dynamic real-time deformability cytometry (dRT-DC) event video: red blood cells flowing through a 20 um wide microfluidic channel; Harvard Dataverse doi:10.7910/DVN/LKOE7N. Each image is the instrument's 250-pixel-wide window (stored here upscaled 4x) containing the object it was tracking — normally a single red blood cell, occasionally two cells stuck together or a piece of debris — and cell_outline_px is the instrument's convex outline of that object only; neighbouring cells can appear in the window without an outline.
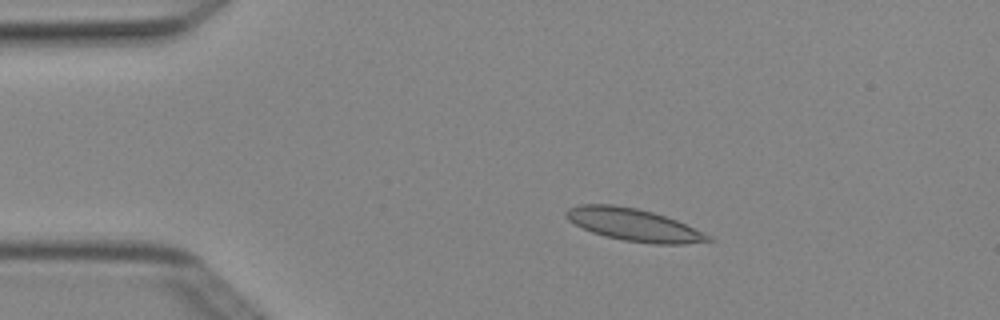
{"species": "Egyptian fruit bat (a non-hibernating species)", "species_latin": "Rousettus aegyptiacus", "temperature_condition": "cold", "stored_images_in_passage": 3, "camera_frame_rate_fps": 3000, "um_per_image_px": 0.085, "animal": {"sex": "female"}, "frame": {"image": 1, "passage_image": 1, "time_ms": 0.0, "image_size_px": [1000, 320], "cell_outline_px": [[716, 240], [684, 244], [652, 244], [624, 240], [604, 236], [592, 232], [568, 220], [564, 216], [564, 212], [568, 208], [580, 204], [612, 204], [636, 208], [652, 212], [676, 220], [712, 236]], "centroid_in_image_um": [53.86, 19.11], "position_along_channel_um": 31.1, "area_um2": 26.76}}